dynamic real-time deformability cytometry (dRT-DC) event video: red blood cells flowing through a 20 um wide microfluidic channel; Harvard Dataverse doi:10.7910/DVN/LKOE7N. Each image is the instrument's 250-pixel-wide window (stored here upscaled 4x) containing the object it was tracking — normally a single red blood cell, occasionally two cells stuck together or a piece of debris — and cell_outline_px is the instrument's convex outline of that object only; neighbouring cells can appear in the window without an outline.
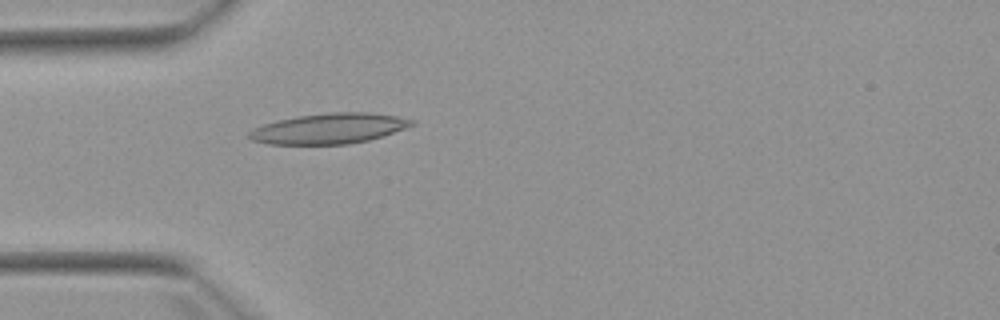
{"species": "Egyptian fruit bat (a non-hibernating species)", "species_latin": "Rousettus aegyptiacus", "temperature_condition": "warm", "stored_images_in_passage": 2, "camera_frame_rate_fps": 3000, "um_per_image_px": 0.085, "animal": {"sex": "female"}, "frame": {"image": 1, "passage_image": 2, "time_ms": 1.333, "image_size_px": [1000, 320], "cell_outline_px": [[416, 124], [384, 136], [368, 140], [348, 144], [268, 144], [252, 140], [248, 136], [248, 132], [252, 128], [264, 124], [280, 120], [300, 116], [328, 112], [372, 112], [396, 116], [416, 120]], "centroid_in_image_um": [28.01, 10.92], "position_along_channel_um": 57.0, "area_um2": 28.84}}